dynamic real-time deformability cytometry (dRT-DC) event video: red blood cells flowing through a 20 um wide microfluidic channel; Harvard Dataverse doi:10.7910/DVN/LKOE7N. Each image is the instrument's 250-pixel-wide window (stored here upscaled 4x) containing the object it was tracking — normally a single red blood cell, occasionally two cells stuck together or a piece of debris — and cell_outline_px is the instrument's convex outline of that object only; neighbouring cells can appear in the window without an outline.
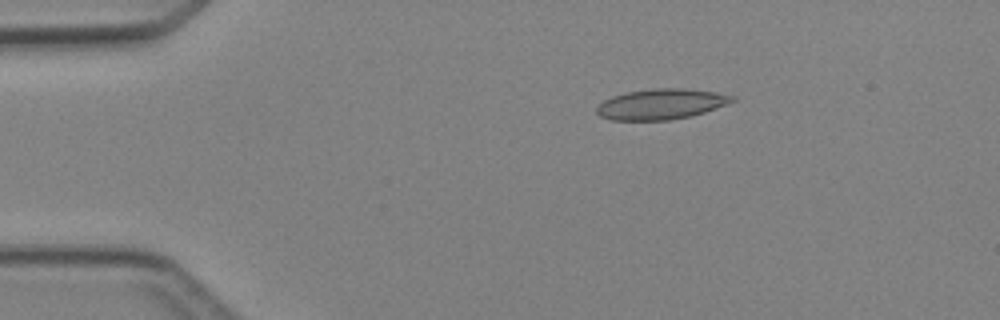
{"species": "Egyptian fruit bat (a non-hibernating species)", "species_latin": "Rousettus aegyptiacus", "temperature_condition": "cold", "stored_images_in_passage": 3, "camera_frame_rate_fps": 3000, "um_per_image_px": 0.085, "animal": {"sex": "female"}, "frame": {"image": 1, "passage_image": 2, "time_ms": 2.0, "image_size_px": [1000, 320], "cell_outline_px": [[736, 100], [728, 104], [692, 116], [668, 120], [608, 120], [600, 116], [596, 112], [596, 108], [604, 100], [612, 96], [624, 92], [656, 88], [684, 88], [716, 92], [736, 96]], "centroid_in_image_um": [56.2, 8.85], "position_along_channel_um": 28.8, "area_um2": 24.28}}